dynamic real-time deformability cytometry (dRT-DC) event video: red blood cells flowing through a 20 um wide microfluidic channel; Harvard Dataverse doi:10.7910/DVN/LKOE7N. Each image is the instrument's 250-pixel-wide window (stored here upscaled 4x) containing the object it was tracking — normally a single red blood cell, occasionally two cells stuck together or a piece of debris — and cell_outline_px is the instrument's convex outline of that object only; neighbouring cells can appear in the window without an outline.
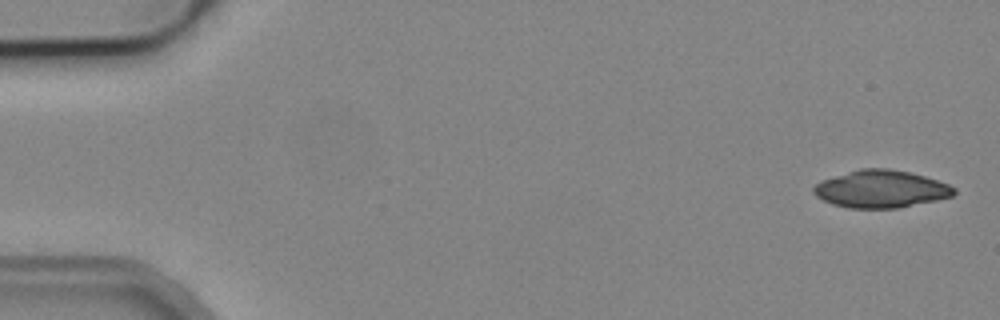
{"species": "common noctule bat (a hibernating species)", "species_latin": "Nyctalus noctula", "temperature_condition": "cold", "stored_images_in_passage": 4, "camera_frame_rate_fps": 3000, "um_per_image_px": 0.085, "animal": {"sex": "male", "body_mass_g": 19.2, "forearm_length_mm": 51.8}, "frame": {"image": 1, "passage_image": 1, "time_ms": 0.0, "image_size_px": [1000, 320], "cell_outline_px": [[956, 192], [952, 196], [936, 200], [896, 208], [848, 208], [832, 204], [816, 196], [812, 192], [812, 188], [820, 180], [860, 168], [888, 168], [908, 172], [924, 176], [948, 184], [956, 188]], "centroid_in_image_um": [74.85, 16.06], "position_along_channel_um": 10.2, "area_um2": 30.58}}